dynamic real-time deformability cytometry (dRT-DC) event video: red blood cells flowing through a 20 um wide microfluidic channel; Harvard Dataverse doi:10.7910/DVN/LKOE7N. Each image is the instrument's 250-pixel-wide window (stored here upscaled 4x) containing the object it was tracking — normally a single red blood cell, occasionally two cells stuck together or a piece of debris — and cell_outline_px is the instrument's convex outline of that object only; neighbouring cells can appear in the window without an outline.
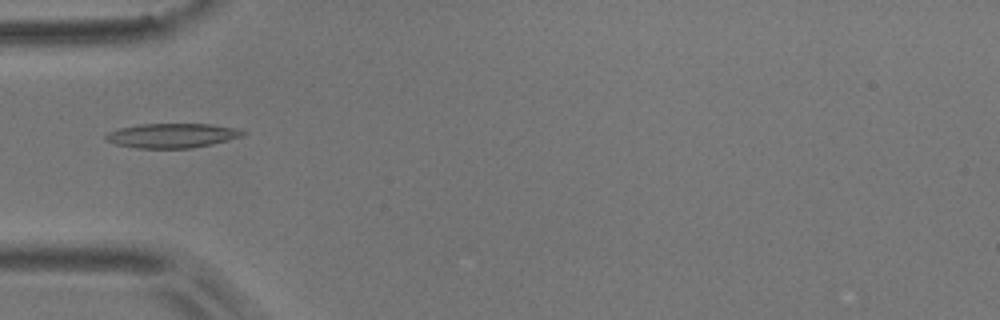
{"species": "common noctule bat (a hibernating species)", "species_latin": "Nyctalus noctula", "temperature_condition": "room temperature", "stored_images_in_passage": 1, "camera_frame_rate_fps": 3000, "um_per_image_px": 0.085, "animal": {"sex": "male", "body_mass_g": 17.9}, "frame": {"image": 1, "passage_image": 1, "time_ms": 0.0, "image_size_px": [1000, 320], "cell_outline_px": [[248, 132], [244, 136], [212, 144], [192, 148], [136, 148], [116, 144], [104, 140], [104, 136], [108, 132], [120, 128], [140, 124], [212, 124], [236, 128]], "centroid_in_image_um": [14.64, 11.52], "position_along_channel_um": 70.4, "area_um2": 19.65}}